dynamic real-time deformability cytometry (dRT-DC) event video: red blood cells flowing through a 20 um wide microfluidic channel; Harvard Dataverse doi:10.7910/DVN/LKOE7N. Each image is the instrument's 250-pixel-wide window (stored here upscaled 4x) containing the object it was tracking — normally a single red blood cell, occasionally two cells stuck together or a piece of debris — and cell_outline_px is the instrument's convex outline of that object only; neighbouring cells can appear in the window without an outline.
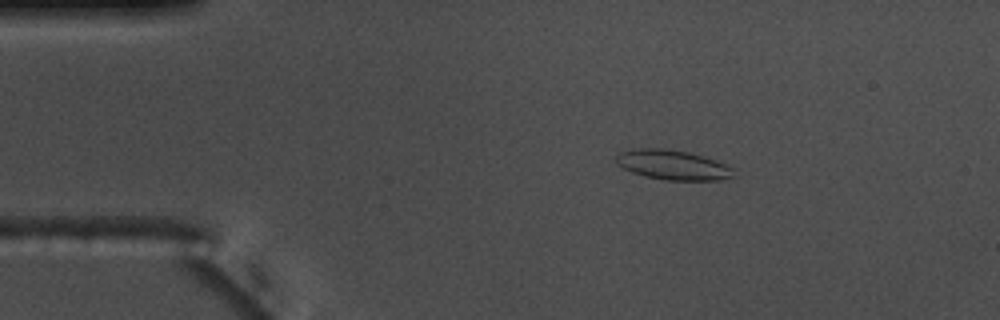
{"species": "common noctule bat (a hibernating species)", "species_latin": "Nyctalus noctula", "temperature_condition": "warm", "stored_images_in_passage": 56, "camera_frame_rate_fps": 3000, "um_per_image_px": 0.085, "animal": {"sex": "male", "body_mass_g": 17.5, "forearm_length_mm": 52.3}, "frame": {"image": 1, "passage_image": 10, "time_ms": 3.0, "image_size_px": [1000, 320], "cell_outline_px": [[732, 176], [720, 180], [664, 180], [644, 176], [632, 172], [616, 164], [616, 156], [620, 152], [632, 148], [660, 148], [688, 152], [704, 156], [716, 160], [732, 168]], "centroid_in_image_um": [57.13, 14.01], "position_along_channel_um": 27.9, "area_um2": 20.29}}
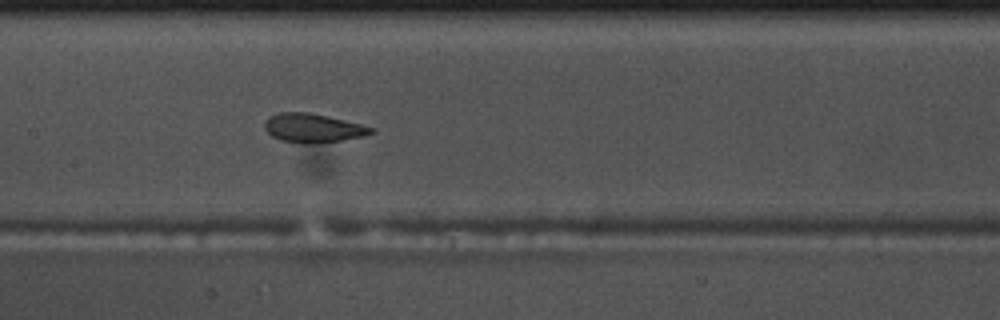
{"frame": {"image": 2, "passage_image": 27, "time_ms": 8.667, "image_size_px": [1000, 320], "cell_outline_px": [[376, 132], [364, 136], [340, 140], [312, 144], [304, 144], [280, 140], [272, 136], [264, 128], [264, 120], [280, 112], [308, 112], [328, 116], [376, 128]], "centroid_in_image_um": [26.61, 10.89], "position_along_channel_um": 180.8, "area_um2": 17.98}}
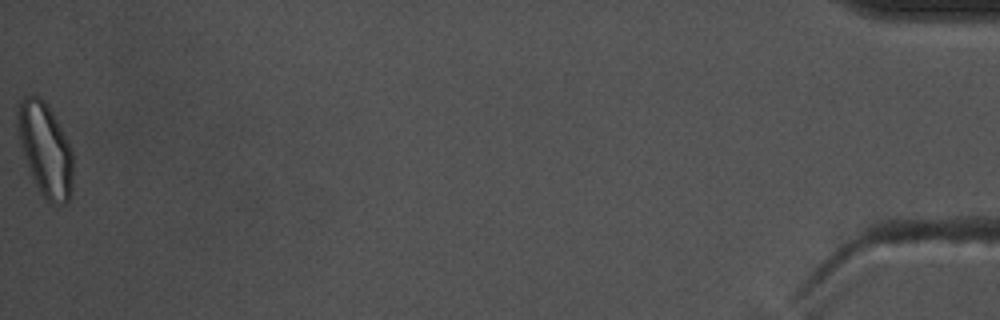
{"frame": {"image": 3, "passage_image": 56, "time_ms": 18.333, "image_size_px": [1000, 320], "cell_outline_px": [[72, 188], [68, 204], [56, 208], [40, 192], [32, 176], [20, 140], [20, 104], [24, 96], [36, 96], [44, 100], [52, 112], [72, 152]], "centroid_in_image_um": [3.92, 12.82], "position_along_channel_um": 431.3, "area_um2": 28.9}, "authors_computed_cell_mechanics": {"area_um2": 19.3341, "velocity_mm_per_s": 3.6795, "shape_relaxation_time_tau1_ms": 3.8582, "shape_relaxation_time_tau2_ms": 1.4358, "deformation_change_tau1": 0.143, "deformation_change_tau2": 0.0813}}